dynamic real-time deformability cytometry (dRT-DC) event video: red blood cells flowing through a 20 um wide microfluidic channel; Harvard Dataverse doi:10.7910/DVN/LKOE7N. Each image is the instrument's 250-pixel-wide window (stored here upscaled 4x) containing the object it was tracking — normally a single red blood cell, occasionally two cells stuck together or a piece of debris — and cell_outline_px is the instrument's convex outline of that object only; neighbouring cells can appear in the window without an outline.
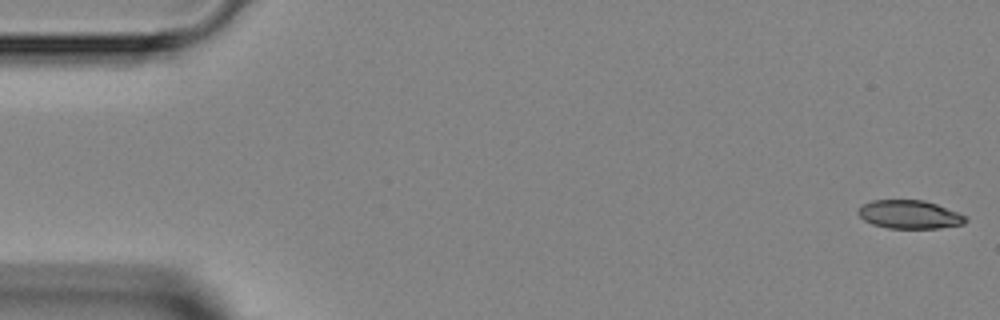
{"species": "Egyptian fruit bat (a non-hibernating species)", "species_latin": "Rousettus aegyptiacus", "temperature_condition": "room temperature", "stored_images_in_passage": 3, "camera_frame_rate_fps": 3000, "um_per_image_px": 0.085, "animal": {"sex": "female"}, "frame": {"image": 1, "passage_image": 1, "time_ms": 0.0, "image_size_px": [1000, 320], "cell_outline_px": [[968, 220], [964, 224], [940, 228], [888, 228], [872, 224], [864, 220], [856, 212], [864, 204], [872, 200], [924, 200], [936, 204], [968, 216]], "centroid_in_image_um": [77.34, 18.23], "position_along_channel_um": 7.7, "area_um2": 17.8}}